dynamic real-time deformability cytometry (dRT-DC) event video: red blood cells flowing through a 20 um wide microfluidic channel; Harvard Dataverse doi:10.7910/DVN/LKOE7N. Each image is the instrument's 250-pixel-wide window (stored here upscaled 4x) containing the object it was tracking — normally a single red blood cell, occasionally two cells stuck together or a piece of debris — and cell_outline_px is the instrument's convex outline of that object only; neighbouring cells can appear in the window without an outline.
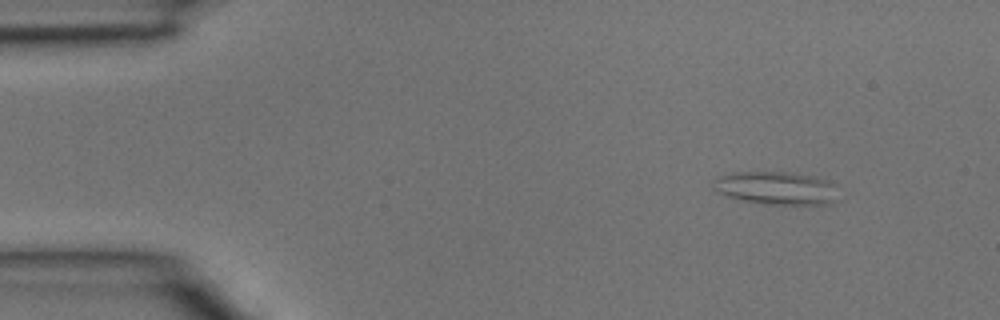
{"species": "common noctule bat (a hibernating species)", "species_latin": "Nyctalus noctula", "temperature_condition": "room temperature", "stored_images_in_passage": 4, "camera_frame_rate_fps": 3000, "um_per_image_px": 0.085, "animal": {"sex": "male", "body_mass_g": 15.6}, "frame": {"image": 1, "passage_image": 2, "time_ms": 0.333, "image_size_px": [1000, 320], "cell_outline_px": [[836, 200], [832, 204], [764, 204], [744, 200], [728, 196], [720, 192], [716, 188], [712, 180], [716, 176], [732, 172], [788, 172], [812, 176], [828, 180], [832, 184]], "centroid_in_image_um": [65.95, 15.98], "position_along_channel_um": 19.0, "area_um2": 23.76}}